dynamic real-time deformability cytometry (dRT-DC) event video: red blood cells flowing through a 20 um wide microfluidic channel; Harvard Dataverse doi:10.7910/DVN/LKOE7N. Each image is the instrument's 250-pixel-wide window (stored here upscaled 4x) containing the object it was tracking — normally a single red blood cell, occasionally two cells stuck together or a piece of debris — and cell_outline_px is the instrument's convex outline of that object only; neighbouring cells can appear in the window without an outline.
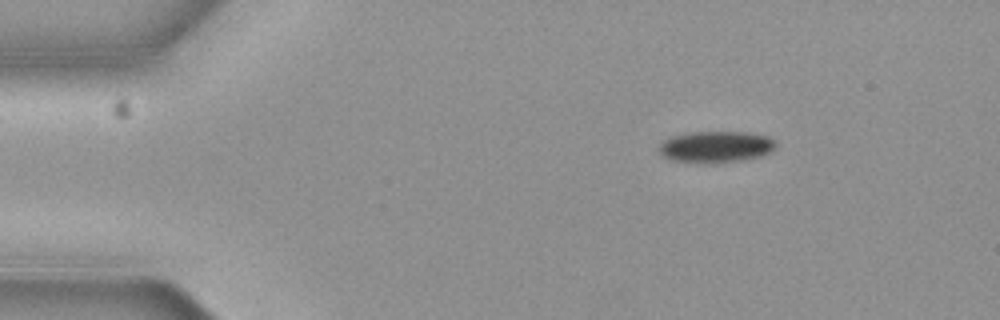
{"species": "common noctule bat (a hibernating species)", "species_latin": "Nyctalus noctula", "temperature_condition": "cold", "stored_images_in_passage": 5, "camera_frame_rate_fps": 3000, "um_per_image_px": 0.085, "animal": {"sex": "female", "body_mass_g": 19.3, "forearm_length_mm": 54.1}, "frame": {"image": 1, "passage_image": 1, "time_ms": 0.0, "image_size_px": [1000, 320], "cell_outline_px": [[776, 144], [768, 152], [760, 156], [744, 160], [712, 164], [700, 164], [668, 160], [660, 152], [660, 144], [664, 140], [676, 136], [700, 132], [740, 132], [768, 136]], "centroid_in_image_um": [60.82, 12.52], "position_along_channel_um": 24.2, "area_um2": 21.21}}
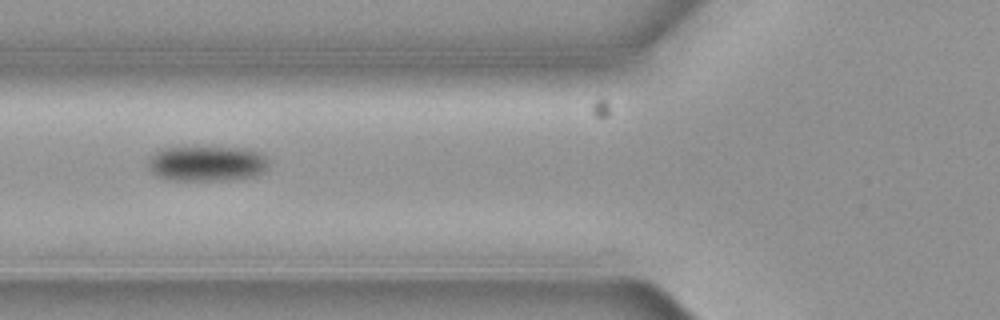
{"frame": {"image": 2, "passage_image": 4, "time_ms": 1.0, "image_size_px": [1000, 320], "cell_outline_px": [[268, 168], [256, 176], [228, 180], [172, 180], [160, 176], [152, 172], [148, 164], [148, 160], [160, 148], [244, 148], [260, 152], [268, 160]], "centroid_in_image_um": [17.63, 13.91], "position_along_channel_um": 108.2, "area_um2": 24.57}}
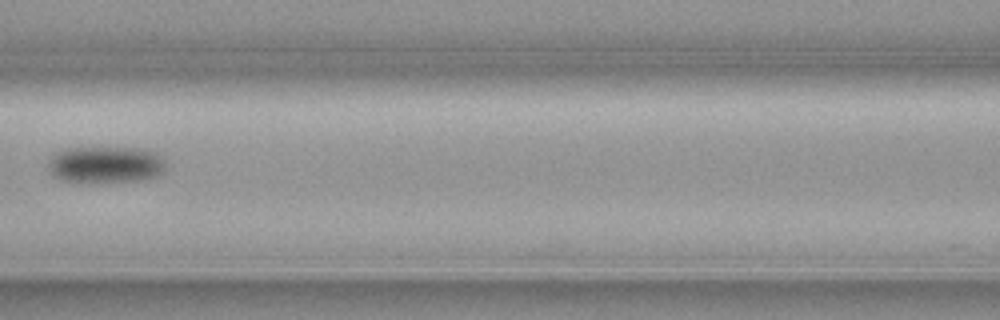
{"frame": {"image": 3, "passage_image": 5, "time_ms": 1.333, "image_size_px": [1000, 320], "cell_outline_px": [[164, 172], [156, 176], [140, 180], [100, 184], [80, 184], [60, 180], [52, 176], [48, 172], [48, 160], [56, 152], [68, 148], [140, 148], [156, 152], [164, 156]], "centroid_in_image_um": [8.93, 14.04], "position_along_channel_um": 157.7, "area_um2": 26.18}}